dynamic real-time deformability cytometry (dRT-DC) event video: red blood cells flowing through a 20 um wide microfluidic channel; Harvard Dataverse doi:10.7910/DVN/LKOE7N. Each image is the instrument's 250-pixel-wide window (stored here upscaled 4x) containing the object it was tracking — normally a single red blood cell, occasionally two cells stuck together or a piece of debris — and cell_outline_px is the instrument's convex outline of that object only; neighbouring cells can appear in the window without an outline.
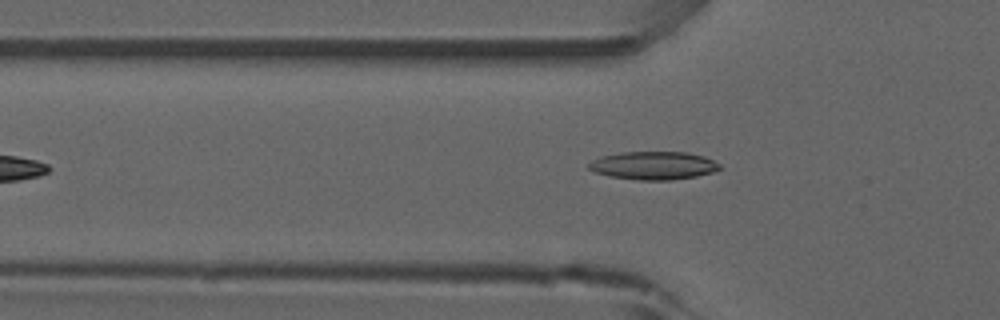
{"species": "common noctule bat (a hibernating species)", "species_latin": "Nyctalus noctula", "temperature_condition": "room temperature", "stored_images_in_passage": 5, "camera_frame_rate_fps": 3000, "um_per_image_px": 0.085, "animal": {"sex": "male", "forearm_length_mm": 52.5}, "frame": {"image": 1, "passage_image": 5, "time_ms": 5.667, "image_size_px": [1000, 320], "cell_outline_px": [[720, 168], [712, 172], [696, 176], [672, 180], [640, 180], [608, 176], [596, 172], [588, 168], [588, 164], [592, 160], [600, 156], [620, 152], [688, 152], [704, 156], [720, 164]], "centroid_in_image_um": [55.53, 14.06], "position_along_channel_um": 70.3, "area_um2": 21.44}}